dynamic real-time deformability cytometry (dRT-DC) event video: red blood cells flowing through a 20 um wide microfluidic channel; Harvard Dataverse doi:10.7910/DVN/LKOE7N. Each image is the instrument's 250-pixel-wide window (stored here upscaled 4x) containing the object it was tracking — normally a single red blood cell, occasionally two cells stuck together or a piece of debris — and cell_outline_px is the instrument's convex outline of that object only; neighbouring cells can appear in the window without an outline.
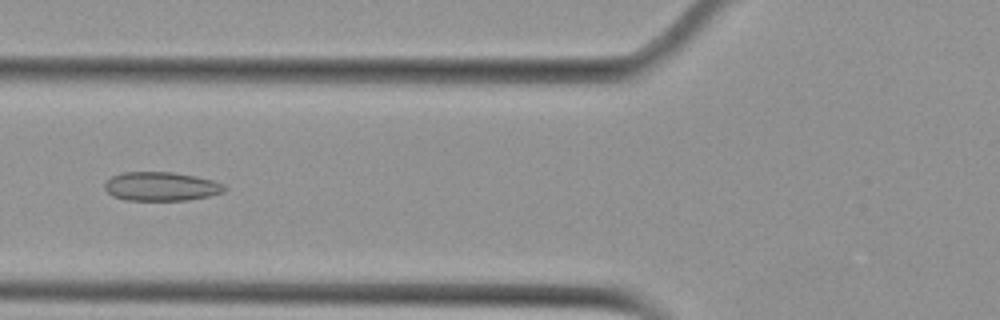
{"species": "Egyptian fruit bat (a non-hibernating species)", "species_latin": "Rousettus aegyptiacus", "temperature_condition": "cold", "stored_images_in_passage": 53, "camera_frame_rate_fps": 3000, "um_per_image_px": 0.085, "animal": {"sex": "female"}, "frame": {"image": 1, "passage_image": 20, "time_ms": 6.333, "image_size_px": [1000, 320], "cell_outline_px": [[228, 188], [224, 192], [208, 196], [188, 200], [124, 200], [112, 196], [104, 188], [104, 184], [112, 176], [120, 172], [172, 172], [196, 176], [212, 180], [224, 184]], "centroid_in_image_um": [13.7, 15.84], "position_along_channel_um": 112.1, "area_um2": 20.29}}
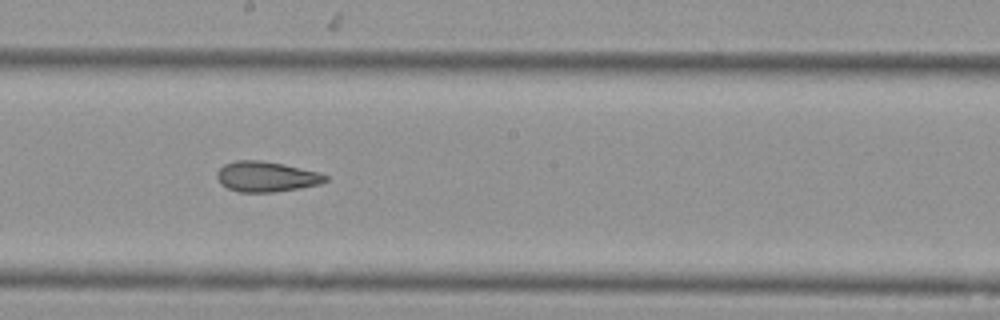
{"frame": {"image": 2, "passage_image": 29, "time_ms": 9.333, "image_size_px": [1000, 320], "cell_outline_px": [[328, 180], [320, 184], [300, 188], [272, 192], [240, 192], [228, 188], [220, 184], [216, 176], [216, 172], [224, 164], [236, 160], [260, 160], [284, 164], [320, 172], [328, 176]], "centroid_in_image_um": [22.64, 15.01], "position_along_channel_um": 225.6, "area_um2": 19.31}}
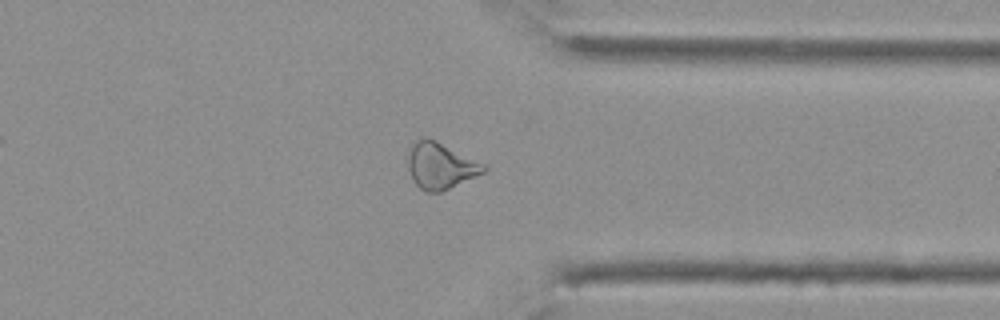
{"frame": {"image": 3, "passage_image": 41, "time_ms": 13.333, "image_size_px": [1000, 320], "cell_outline_px": [[488, 168], [484, 172], [440, 192], [424, 192], [412, 180], [408, 168], [408, 156], [412, 144], [416, 140], [424, 136], [436, 140], [484, 164]], "centroid_in_image_um": [37.4, 14.08], "position_along_channel_um": 374.0, "area_um2": 20.23}, "authors_computed_cell_mechanics": {"area_um2": 21.675, "velocity_mm_per_s": 3.7845, "shape_relaxation_time_tau1_ms": null, "shape_relaxation_time_tau2_ms": 3.5307, "deformation_change_tau1": null, "deformation_change_tau2": 0.0977}}